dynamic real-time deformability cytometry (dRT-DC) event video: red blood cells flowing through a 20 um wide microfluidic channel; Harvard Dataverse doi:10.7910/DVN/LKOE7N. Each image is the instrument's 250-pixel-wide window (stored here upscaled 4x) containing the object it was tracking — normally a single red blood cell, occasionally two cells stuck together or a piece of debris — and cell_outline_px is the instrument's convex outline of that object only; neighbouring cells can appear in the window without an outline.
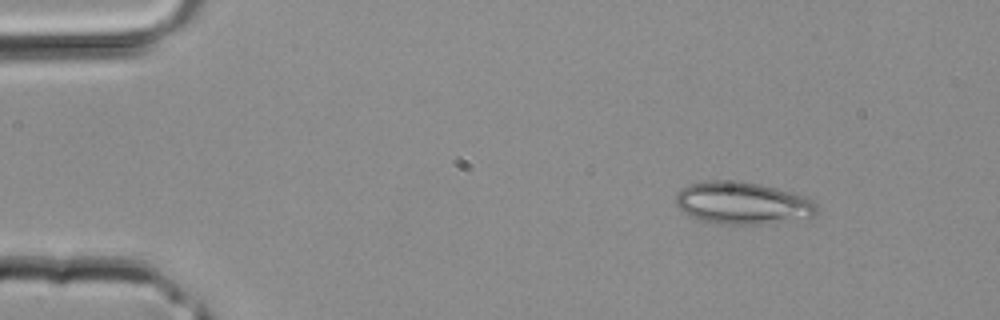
{"species": "common noctule bat (a hibernating species)", "species_latin": "Nyctalus noctula", "temperature_condition": "room temperature", "stored_images_in_passage": 2, "camera_frame_rate_fps": 3000, "um_per_image_px": 0.085, "animal": {"sex": "male", "body_mass_g": 20.4}, "frame": {"image": 1, "passage_image": 2, "time_ms": 0.333, "image_size_px": [1000, 320], "cell_outline_px": [[816, 212], [812, 216], [768, 224], [716, 224], [688, 216], [676, 204], [676, 192], [692, 184], [712, 180], [736, 180], [760, 184], [792, 192], [804, 196], [812, 200], [816, 204]], "centroid_in_image_um": [63.09, 17.26], "position_along_channel_um": 21.9, "area_um2": 34.62}}